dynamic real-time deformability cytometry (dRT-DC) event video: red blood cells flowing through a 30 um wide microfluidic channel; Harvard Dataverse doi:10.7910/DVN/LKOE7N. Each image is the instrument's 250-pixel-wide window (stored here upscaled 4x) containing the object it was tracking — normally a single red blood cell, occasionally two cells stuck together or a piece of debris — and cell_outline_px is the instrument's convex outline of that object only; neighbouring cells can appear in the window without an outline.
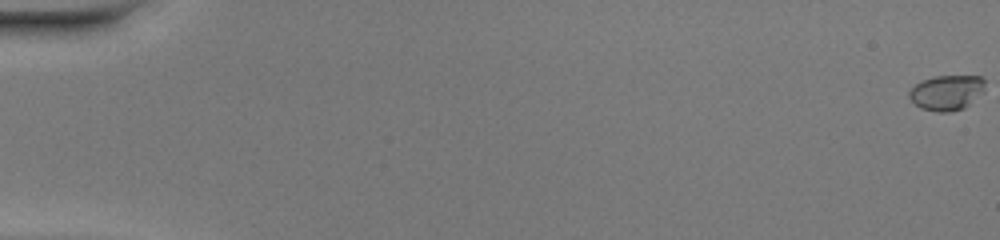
{"species": "common noctule bat (a hibernating species)", "species_latin": "Nyctalus noctula", "temperature_condition": "warm", "stored_images_in_passage": 52, "camera_frame_rate_fps": 3000, "um_per_image_px": 0.085, "animal": {"sex": "female", "body_mass_g": 20.0, "forearm_length_mm": 54.0}, "frame": {"image": 1, "passage_image": 1, "time_ms": 0.0, "image_size_px": [1000, 240], "cell_outline_px": [[984, 92], [964, 108], [952, 112], [936, 112], [920, 108], [908, 96], [908, 92], [916, 84], [924, 80], [936, 76], [984, 76]], "centroid_in_image_um": [80.49, 7.88], "position_along_channel_um": 4.5, "area_um2": 15.55}}
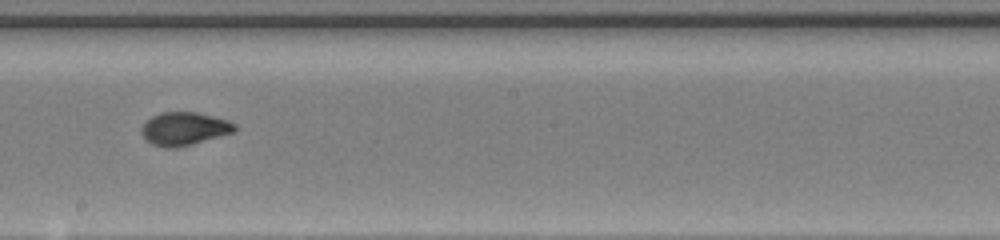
{"frame": {"image": 2, "passage_image": 31, "time_ms": 10.0, "image_size_px": [1000, 240], "cell_outline_px": [[236, 132], [192, 144], [176, 148], [164, 148], [152, 144], [140, 132], [140, 128], [152, 116], [160, 112], [196, 112], [228, 120], [236, 124]], "centroid_in_image_um": [15.67, 10.94], "position_along_channel_um": 232.5, "area_um2": 18.03}}
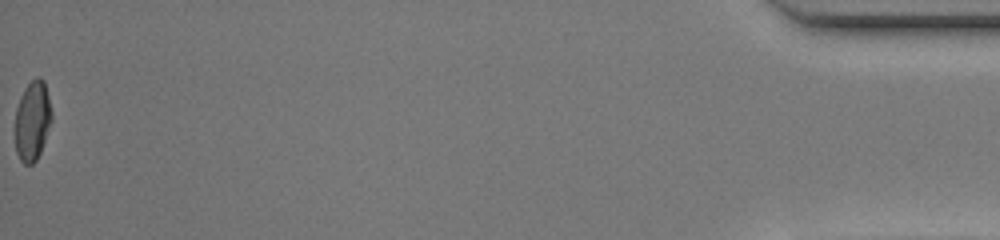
{"frame": {"image": 3, "passage_image": 52, "time_ms": 17.0, "image_size_px": [1000, 240], "cell_outline_px": [[52, 116], [40, 152], [36, 160], [32, 164], [24, 164], [20, 160], [16, 152], [16, 108], [20, 96], [24, 88], [36, 76], [40, 76], [44, 80], [52, 112]], "centroid_in_image_um": [2.75, 10.23], "position_along_channel_um": 432.5, "area_um2": 16.76}, "authors_computed_cell_mechanics": {"area_um2": 17.3689, "velocity_mm_per_s": 4.2104, "shape_relaxation_time_tau1_ms": 5.5828, "shape_relaxation_time_tau2_ms": null, "deformation_change_tau1": 0.2196, "deformation_change_tau2": null}}